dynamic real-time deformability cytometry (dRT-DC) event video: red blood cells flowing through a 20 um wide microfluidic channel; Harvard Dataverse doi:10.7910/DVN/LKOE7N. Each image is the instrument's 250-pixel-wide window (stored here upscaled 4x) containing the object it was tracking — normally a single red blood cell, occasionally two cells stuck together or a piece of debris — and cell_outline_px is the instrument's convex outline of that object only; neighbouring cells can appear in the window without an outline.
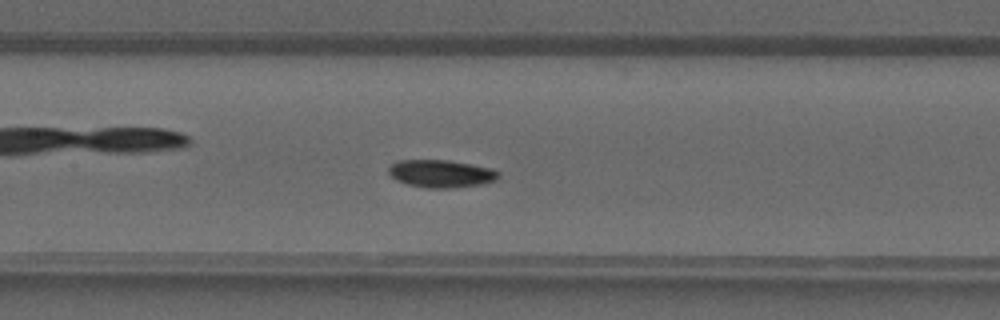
{"species": "common noctule bat (a hibernating species)", "species_latin": "Nyctalus noctula", "temperature_condition": "warm", "stored_images_in_passage": 40, "camera_frame_rate_fps": 3000, "um_per_image_px": 0.085, "animal": {"sex": "male", "forearm_length_mm": 52.5}, "frame": {"image": 1, "passage_image": 19, "time_ms": 6.0, "image_size_px": [1000, 320], "cell_outline_px": [[500, 176], [496, 180], [480, 184], [456, 188], [428, 188], [408, 184], [396, 180], [388, 172], [388, 168], [396, 160], [448, 160], [472, 164], [492, 168], [500, 172]], "centroid_in_image_um": [37.51, 14.75], "position_along_channel_um": 169.9, "area_um2": 17.8}}
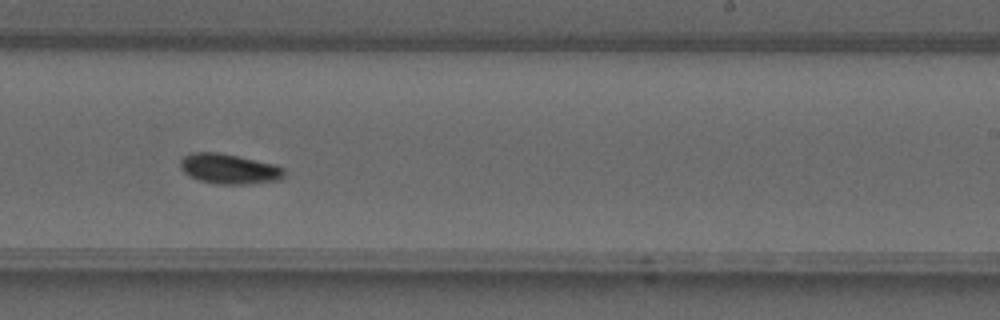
{"frame": {"image": 2, "passage_image": 25, "time_ms": 8.0, "image_size_px": [1000, 320], "cell_outline_px": [[284, 176], [280, 180], [248, 184], [216, 184], [200, 180], [188, 176], [180, 168], [180, 160], [184, 156], [192, 152], [220, 152], [276, 164], [284, 168]], "centroid_in_image_um": [19.48, 14.35], "position_along_channel_um": 269.5, "area_um2": 18.44}}
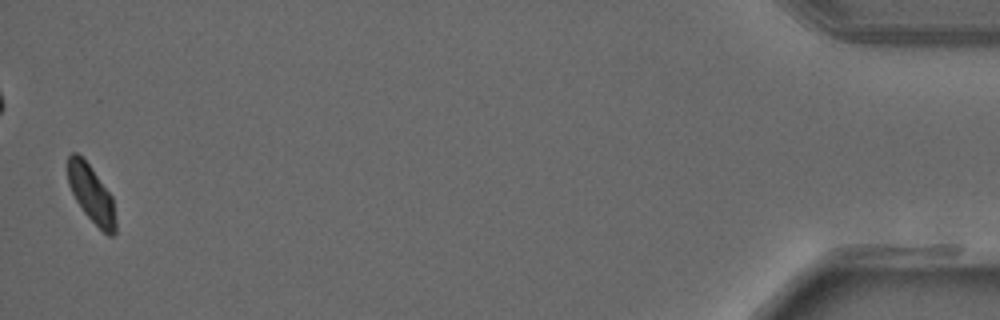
{"frame": {"image": 3, "passage_image": 40, "time_ms": 13.0, "image_size_px": [1000, 320], "cell_outline_px": [[116, 232], [112, 236], [108, 236], [84, 212], [76, 200], [68, 184], [68, 156], [72, 152], [76, 152], [92, 168], [112, 196], [116, 220]], "centroid_in_image_um": [7.78, 16.49], "position_along_channel_um": 427.4, "area_um2": 15.78}}